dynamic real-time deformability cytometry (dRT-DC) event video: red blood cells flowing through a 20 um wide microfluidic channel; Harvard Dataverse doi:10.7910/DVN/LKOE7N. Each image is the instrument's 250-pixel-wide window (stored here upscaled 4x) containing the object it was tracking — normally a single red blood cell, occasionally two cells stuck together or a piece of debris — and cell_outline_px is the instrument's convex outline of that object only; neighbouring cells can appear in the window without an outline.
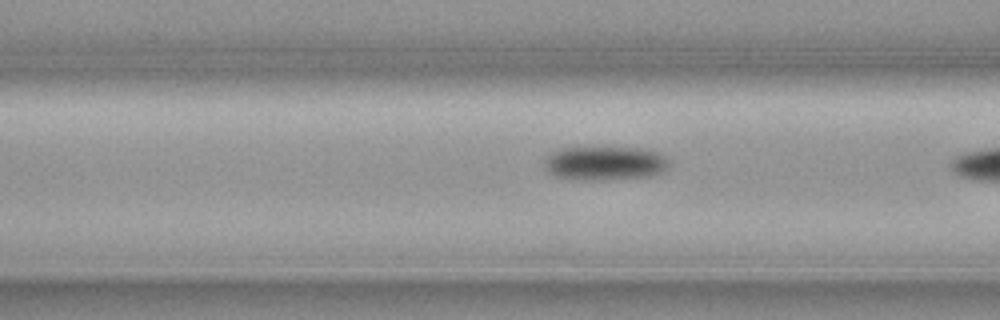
{"species": "common noctule bat (a hibernating species)", "species_latin": "Nyctalus noctula", "temperature_condition": "cold", "stored_images_in_passage": 30, "camera_frame_rate_fps": 3000, "um_per_image_px": 0.085, "animal": {"sex": "female", "body_mass_g": 19.3, "forearm_length_mm": 54.1}, "frame": {"image": 1, "passage_image": 9, "time_ms": 2.667, "image_size_px": [1000, 320], "cell_outline_px": [[668, 168], [652, 176], [608, 180], [572, 180], [556, 176], [548, 172], [544, 168], [544, 160], [552, 152], [560, 148], [640, 148], [656, 152], [664, 156], [668, 160]], "centroid_in_image_um": [51.38, 13.9], "position_along_channel_um": 115.2, "area_um2": 24.8}}
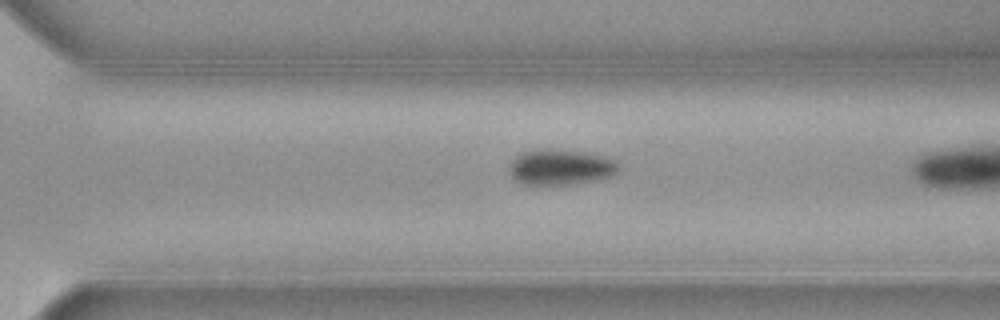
{"frame": {"image": 2, "passage_image": 26, "time_ms": 8.333, "image_size_px": [1000, 320], "cell_outline_px": [[620, 172], [612, 176], [596, 180], [572, 184], [524, 184], [516, 180], [512, 176], [508, 168], [512, 160], [520, 152], [544, 148], [584, 152], [608, 156], [616, 160], [620, 164]], "centroid_in_image_um": [47.71, 14.19], "position_along_channel_um": 322.9, "area_um2": 23.0}}